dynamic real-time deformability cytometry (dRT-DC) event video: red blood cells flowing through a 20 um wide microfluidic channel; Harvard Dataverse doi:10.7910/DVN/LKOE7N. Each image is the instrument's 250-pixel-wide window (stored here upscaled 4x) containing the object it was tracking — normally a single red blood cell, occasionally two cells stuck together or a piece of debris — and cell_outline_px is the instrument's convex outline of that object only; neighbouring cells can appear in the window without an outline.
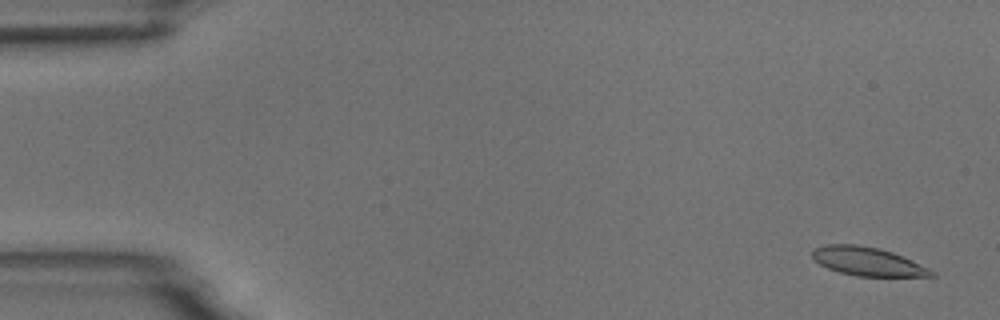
{"species": "common noctule bat (a hibernating species)", "species_latin": "Nyctalus noctula", "temperature_condition": "room temperature", "stored_images_in_passage": 4, "camera_frame_rate_fps": 3000, "um_per_image_px": 0.085, "animal": {"sex": "male", "body_mass_g": 18.8}, "frame": {"image": 1, "passage_image": 1, "time_ms": 0.0, "image_size_px": [1000, 320], "cell_outline_px": [[936, 276], [856, 276], [840, 272], [828, 268], [820, 264], [812, 256], [812, 248], [824, 244], [856, 244], [880, 248], [892, 252], [912, 260], [936, 272]], "centroid_in_image_um": [73.73, 22.21], "position_along_channel_um": 11.3, "area_um2": 19.83}}
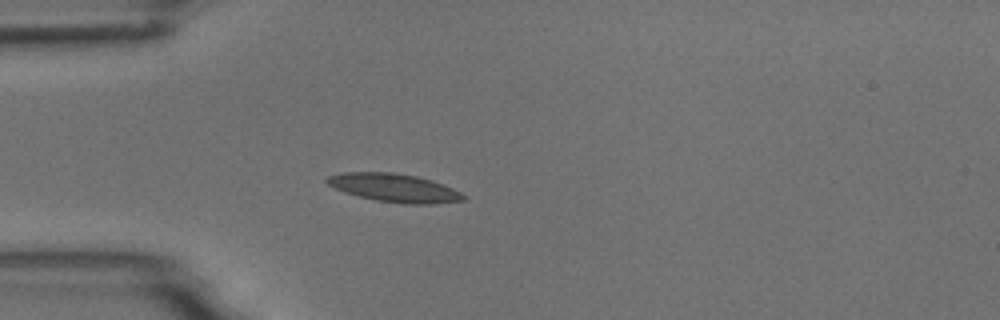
{"frame": {"image": 2, "passage_image": 4, "time_ms": 4.333, "image_size_px": [1000, 320], "cell_outline_px": [[464, 200], [432, 204], [404, 204], [376, 200], [344, 192], [328, 184], [324, 180], [328, 176], [344, 172], [392, 172], [416, 176], [432, 180], [444, 184], [460, 192], [464, 196]], "centroid_in_image_um": [33.51, 15.96], "position_along_channel_um": 51.5, "area_um2": 22.37}}